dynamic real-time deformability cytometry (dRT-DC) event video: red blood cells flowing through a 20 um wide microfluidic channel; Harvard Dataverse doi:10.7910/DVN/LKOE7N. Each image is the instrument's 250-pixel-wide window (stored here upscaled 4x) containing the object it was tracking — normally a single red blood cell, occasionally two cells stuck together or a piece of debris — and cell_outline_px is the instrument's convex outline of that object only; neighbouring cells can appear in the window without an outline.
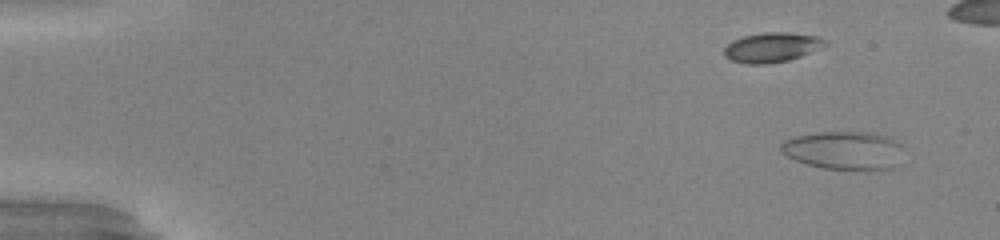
{"species": "common noctule bat (a hibernating species)", "species_latin": "Nyctalus noctula", "temperature_condition": "warm", "stored_images_in_passage": 54, "camera_frame_rate_fps": 3000, "um_per_image_px": 0.085, "animal": {"sex": "male", "body_mass_g": 20.0, "forearm_length_mm": 53.3}, "frame": {"image": 1, "passage_image": 3, "time_ms": 0.667, "image_size_px": [1000, 240], "cell_outline_px": [[896, 144], [892, 168], [824, 168], [808, 164], [796, 160], [788, 156], [780, 148], [780, 144], [788, 140], [800, 136], [820, 132], [864, 132], [884, 136]], "centroid_in_image_um": [71.56, 12.76], "position_along_channel_um": 13.4, "area_um2": 25.2}}
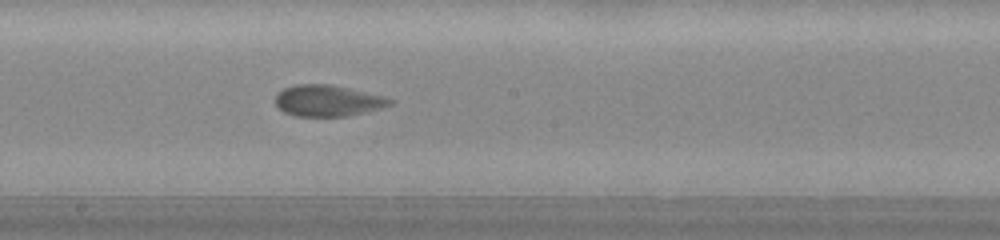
{"frame": {"image": 2, "passage_image": 30, "time_ms": 9.667, "image_size_px": [1000, 240], "cell_outline_px": [[392, 104], [380, 108], [348, 116], [296, 116], [284, 112], [276, 104], [276, 96], [284, 88], [296, 84], [332, 84], [384, 96], [392, 100]], "centroid_in_image_um": [27.86, 8.55], "position_along_channel_um": 220.3, "area_um2": 20.69}}
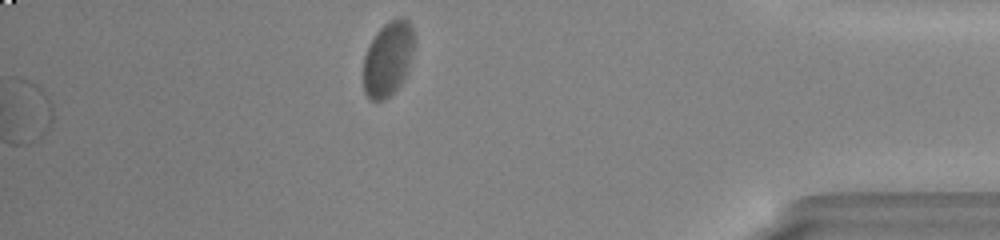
{"frame": {"image": 3, "passage_image": 54, "time_ms": 17.667, "image_size_px": [1000, 240], "cell_outline_px": [[412, 52], [408, 72], [404, 80], [384, 100], [368, 100], [364, 92], [364, 56], [368, 44], [376, 32], [384, 24], [396, 16], [404, 16], [408, 20], [412, 28]], "centroid_in_image_um": [32.96, 4.98], "position_along_channel_um": 402.2, "area_um2": 22.2}}